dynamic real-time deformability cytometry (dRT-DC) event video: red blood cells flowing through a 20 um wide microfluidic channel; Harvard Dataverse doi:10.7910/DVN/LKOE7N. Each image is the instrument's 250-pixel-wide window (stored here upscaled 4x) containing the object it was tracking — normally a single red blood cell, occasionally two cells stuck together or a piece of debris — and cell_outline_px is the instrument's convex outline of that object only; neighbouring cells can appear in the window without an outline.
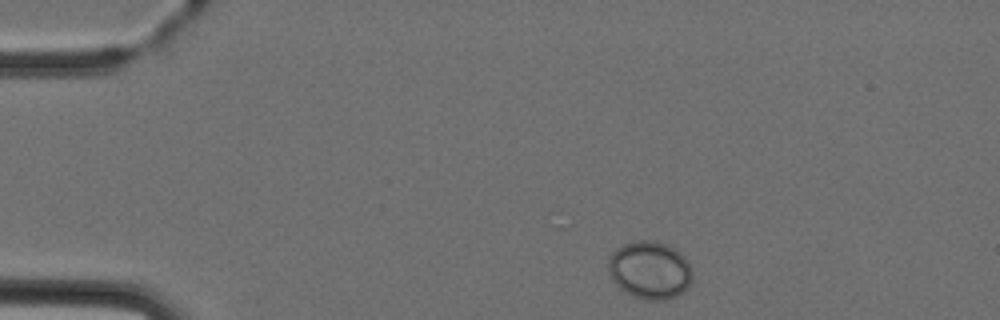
{"species": "Egyptian fruit bat (a non-hibernating species)", "species_latin": "Rousettus aegyptiacus", "temperature_condition": "cold", "stored_images_in_passage": 4, "camera_frame_rate_fps": 3000, "um_per_image_px": 0.085, "animal": {"sex": "female"}, "frame": {"image": 1, "passage_image": 1, "time_ms": 0.0, "image_size_px": [1000, 320], "cell_outline_px": [[692, 280], [688, 288], [684, 292], [676, 296], [664, 300], [648, 300], [632, 296], [620, 288], [616, 284], [608, 272], [608, 256], [616, 248], [632, 240], [652, 240], [668, 244], [676, 248], [688, 260], [692, 268]], "centroid_in_image_um": [55.25, 22.94], "position_along_channel_um": 29.7, "area_um2": 28.9}}